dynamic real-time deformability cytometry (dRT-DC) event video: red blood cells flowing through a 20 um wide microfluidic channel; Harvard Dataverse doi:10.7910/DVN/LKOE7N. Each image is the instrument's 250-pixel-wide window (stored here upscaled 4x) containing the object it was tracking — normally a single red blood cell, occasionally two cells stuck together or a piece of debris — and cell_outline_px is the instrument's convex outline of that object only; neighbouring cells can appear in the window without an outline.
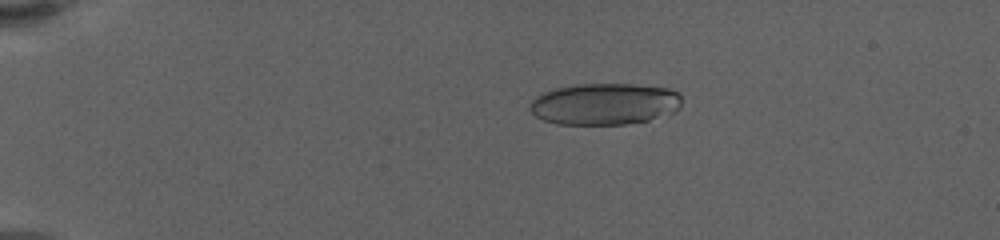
{"species": "human", "species_latin": "Homo sapiens", "temperature_condition": "warm", "stored_images_in_passage": 62, "camera_frame_rate_fps": 3000, "um_per_image_px": 0.085, "donor": {"sex": "female"}, "frame": {"image": 1, "passage_image": 14, "time_ms": 4.333, "image_size_px": [1000, 240], "cell_outline_px": [[680, 108], [676, 112], [648, 120], [624, 124], [556, 124], [544, 120], [536, 116], [528, 108], [532, 100], [536, 96], [544, 92], [556, 88], [580, 84], [632, 84], [668, 88], [676, 92], [680, 96]], "centroid_in_image_um": [51.39, 8.84], "position_along_channel_um": 33.6, "area_um2": 36.76}}
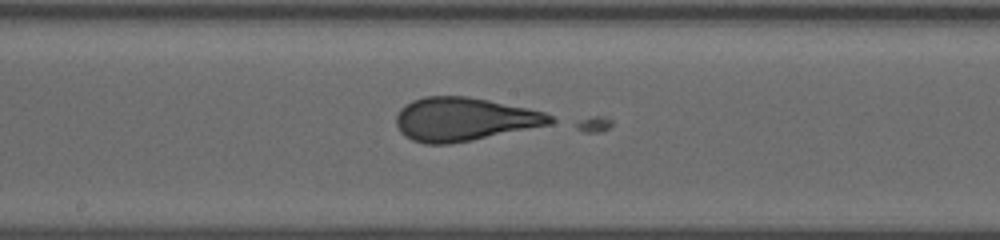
{"frame": {"image": 2, "passage_image": 36, "time_ms": 11.667, "image_size_px": [1000, 240], "cell_outline_px": [[556, 120], [552, 124], [472, 140], [448, 144], [424, 144], [412, 140], [404, 136], [400, 132], [396, 124], [396, 116], [400, 108], [404, 104], [412, 100], [424, 96], [468, 96], [488, 100], [544, 112], [552, 116]], "centroid_in_image_um": [39.41, 10.13], "position_along_channel_um": 208.8, "area_um2": 39.02}}
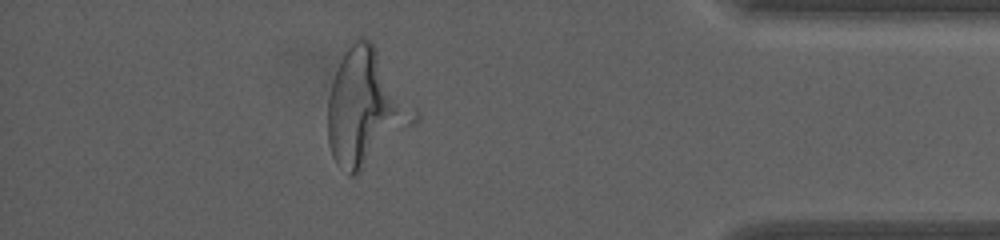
{"frame": {"image": 3, "passage_image": 56, "time_ms": 18.333, "image_size_px": [1000, 240], "cell_outline_px": [[420, 120], [416, 124], [356, 176], [348, 176], [336, 164], [332, 156], [328, 144], [328, 96], [340, 60], [344, 52], [352, 40], [360, 36], [364, 36], [372, 44], [420, 112]], "centroid_in_image_um": [31.1, 9.23], "position_along_channel_um": 404.1, "area_um2": 58.78}, "authors_computed_cell_mechanics": {"area_um2": 38.6393, "velocity_mm_per_s": 3.4299, "shape_relaxation_time_tau1_ms": 3.9105, "shape_relaxation_time_tau2_ms": null, "deformation_change_tau1": 0.2733, "deformation_change_tau2": null}}